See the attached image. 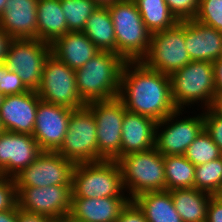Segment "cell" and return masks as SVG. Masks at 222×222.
<instances>
[{
	"label": "cell",
	"mask_w": 222,
	"mask_h": 222,
	"mask_svg": "<svg viewBox=\"0 0 222 222\" xmlns=\"http://www.w3.org/2000/svg\"><path fill=\"white\" fill-rule=\"evenodd\" d=\"M41 152L32 135L3 130L0 133V175L14 178Z\"/></svg>",
	"instance_id": "obj_16"
},
{
	"label": "cell",
	"mask_w": 222,
	"mask_h": 222,
	"mask_svg": "<svg viewBox=\"0 0 222 222\" xmlns=\"http://www.w3.org/2000/svg\"><path fill=\"white\" fill-rule=\"evenodd\" d=\"M204 129L222 153V114L214 107L204 109Z\"/></svg>",
	"instance_id": "obj_33"
},
{
	"label": "cell",
	"mask_w": 222,
	"mask_h": 222,
	"mask_svg": "<svg viewBox=\"0 0 222 222\" xmlns=\"http://www.w3.org/2000/svg\"><path fill=\"white\" fill-rule=\"evenodd\" d=\"M129 197H72L69 216L83 222H115Z\"/></svg>",
	"instance_id": "obj_21"
},
{
	"label": "cell",
	"mask_w": 222,
	"mask_h": 222,
	"mask_svg": "<svg viewBox=\"0 0 222 222\" xmlns=\"http://www.w3.org/2000/svg\"><path fill=\"white\" fill-rule=\"evenodd\" d=\"M69 32L83 31L87 19L98 8L91 0H60Z\"/></svg>",
	"instance_id": "obj_30"
},
{
	"label": "cell",
	"mask_w": 222,
	"mask_h": 222,
	"mask_svg": "<svg viewBox=\"0 0 222 222\" xmlns=\"http://www.w3.org/2000/svg\"><path fill=\"white\" fill-rule=\"evenodd\" d=\"M38 0H7L0 27L12 39H37Z\"/></svg>",
	"instance_id": "obj_18"
},
{
	"label": "cell",
	"mask_w": 222,
	"mask_h": 222,
	"mask_svg": "<svg viewBox=\"0 0 222 222\" xmlns=\"http://www.w3.org/2000/svg\"><path fill=\"white\" fill-rule=\"evenodd\" d=\"M96 131V120L86 106L73 110L63 143L56 152L75 164L98 162Z\"/></svg>",
	"instance_id": "obj_11"
},
{
	"label": "cell",
	"mask_w": 222,
	"mask_h": 222,
	"mask_svg": "<svg viewBox=\"0 0 222 222\" xmlns=\"http://www.w3.org/2000/svg\"><path fill=\"white\" fill-rule=\"evenodd\" d=\"M206 222H222V200L216 195L208 203Z\"/></svg>",
	"instance_id": "obj_38"
},
{
	"label": "cell",
	"mask_w": 222,
	"mask_h": 222,
	"mask_svg": "<svg viewBox=\"0 0 222 222\" xmlns=\"http://www.w3.org/2000/svg\"><path fill=\"white\" fill-rule=\"evenodd\" d=\"M93 1L98 7H109L113 5L115 2L120 0H91Z\"/></svg>",
	"instance_id": "obj_43"
},
{
	"label": "cell",
	"mask_w": 222,
	"mask_h": 222,
	"mask_svg": "<svg viewBox=\"0 0 222 222\" xmlns=\"http://www.w3.org/2000/svg\"><path fill=\"white\" fill-rule=\"evenodd\" d=\"M185 43L191 61L215 62L222 57V32L195 19L185 20Z\"/></svg>",
	"instance_id": "obj_19"
},
{
	"label": "cell",
	"mask_w": 222,
	"mask_h": 222,
	"mask_svg": "<svg viewBox=\"0 0 222 222\" xmlns=\"http://www.w3.org/2000/svg\"><path fill=\"white\" fill-rule=\"evenodd\" d=\"M82 32L100 51L116 53L114 25L108 7H98L87 19Z\"/></svg>",
	"instance_id": "obj_26"
},
{
	"label": "cell",
	"mask_w": 222,
	"mask_h": 222,
	"mask_svg": "<svg viewBox=\"0 0 222 222\" xmlns=\"http://www.w3.org/2000/svg\"><path fill=\"white\" fill-rule=\"evenodd\" d=\"M51 52L69 68L77 70L100 50L82 32H68L51 45Z\"/></svg>",
	"instance_id": "obj_22"
},
{
	"label": "cell",
	"mask_w": 222,
	"mask_h": 222,
	"mask_svg": "<svg viewBox=\"0 0 222 222\" xmlns=\"http://www.w3.org/2000/svg\"><path fill=\"white\" fill-rule=\"evenodd\" d=\"M195 20L222 32V0H200Z\"/></svg>",
	"instance_id": "obj_32"
},
{
	"label": "cell",
	"mask_w": 222,
	"mask_h": 222,
	"mask_svg": "<svg viewBox=\"0 0 222 222\" xmlns=\"http://www.w3.org/2000/svg\"><path fill=\"white\" fill-rule=\"evenodd\" d=\"M132 201L148 222H183L174 207L170 191L145 192Z\"/></svg>",
	"instance_id": "obj_24"
},
{
	"label": "cell",
	"mask_w": 222,
	"mask_h": 222,
	"mask_svg": "<svg viewBox=\"0 0 222 222\" xmlns=\"http://www.w3.org/2000/svg\"><path fill=\"white\" fill-rule=\"evenodd\" d=\"M75 165L57 152L42 151L35 161L14 177L16 187L72 185Z\"/></svg>",
	"instance_id": "obj_14"
},
{
	"label": "cell",
	"mask_w": 222,
	"mask_h": 222,
	"mask_svg": "<svg viewBox=\"0 0 222 222\" xmlns=\"http://www.w3.org/2000/svg\"><path fill=\"white\" fill-rule=\"evenodd\" d=\"M184 156L197 166L222 157V153L204 129L186 149Z\"/></svg>",
	"instance_id": "obj_31"
},
{
	"label": "cell",
	"mask_w": 222,
	"mask_h": 222,
	"mask_svg": "<svg viewBox=\"0 0 222 222\" xmlns=\"http://www.w3.org/2000/svg\"><path fill=\"white\" fill-rule=\"evenodd\" d=\"M51 45L38 39H12L5 55L6 69L16 72L24 85L37 91Z\"/></svg>",
	"instance_id": "obj_10"
},
{
	"label": "cell",
	"mask_w": 222,
	"mask_h": 222,
	"mask_svg": "<svg viewBox=\"0 0 222 222\" xmlns=\"http://www.w3.org/2000/svg\"><path fill=\"white\" fill-rule=\"evenodd\" d=\"M68 32L60 0H38L37 39L52 45Z\"/></svg>",
	"instance_id": "obj_23"
},
{
	"label": "cell",
	"mask_w": 222,
	"mask_h": 222,
	"mask_svg": "<svg viewBox=\"0 0 222 222\" xmlns=\"http://www.w3.org/2000/svg\"><path fill=\"white\" fill-rule=\"evenodd\" d=\"M62 222H83L79 220L72 219L69 215Z\"/></svg>",
	"instance_id": "obj_47"
},
{
	"label": "cell",
	"mask_w": 222,
	"mask_h": 222,
	"mask_svg": "<svg viewBox=\"0 0 222 222\" xmlns=\"http://www.w3.org/2000/svg\"><path fill=\"white\" fill-rule=\"evenodd\" d=\"M172 101L177 109L195 105L202 110L216 103L213 62L190 61L170 75ZM201 102V103H200Z\"/></svg>",
	"instance_id": "obj_3"
},
{
	"label": "cell",
	"mask_w": 222,
	"mask_h": 222,
	"mask_svg": "<svg viewBox=\"0 0 222 222\" xmlns=\"http://www.w3.org/2000/svg\"><path fill=\"white\" fill-rule=\"evenodd\" d=\"M216 196L222 200V189L220 190V192Z\"/></svg>",
	"instance_id": "obj_49"
},
{
	"label": "cell",
	"mask_w": 222,
	"mask_h": 222,
	"mask_svg": "<svg viewBox=\"0 0 222 222\" xmlns=\"http://www.w3.org/2000/svg\"><path fill=\"white\" fill-rule=\"evenodd\" d=\"M171 13L178 21L195 19L200 0H165Z\"/></svg>",
	"instance_id": "obj_34"
},
{
	"label": "cell",
	"mask_w": 222,
	"mask_h": 222,
	"mask_svg": "<svg viewBox=\"0 0 222 222\" xmlns=\"http://www.w3.org/2000/svg\"><path fill=\"white\" fill-rule=\"evenodd\" d=\"M122 184L130 200L145 192L165 191L164 156L152 148L122 156Z\"/></svg>",
	"instance_id": "obj_5"
},
{
	"label": "cell",
	"mask_w": 222,
	"mask_h": 222,
	"mask_svg": "<svg viewBox=\"0 0 222 222\" xmlns=\"http://www.w3.org/2000/svg\"><path fill=\"white\" fill-rule=\"evenodd\" d=\"M40 97L30 90L22 94L4 96L0 106V124L3 130L33 134Z\"/></svg>",
	"instance_id": "obj_17"
},
{
	"label": "cell",
	"mask_w": 222,
	"mask_h": 222,
	"mask_svg": "<svg viewBox=\"0 0 222 222\" xmlns=\"http://www.w3.org/2000/svg\"><path fill=\"white\" fill-rule=\"evenodd\" d=\"M166 191L194 188L195 165L184 155L164 156Z\"/></svg>",
	"instance_id": "obj_28"
},
{
	"label": "cell",
	"mask_w": 222,
	"mask_h": 222,
	"mask_svg": "<svg viewBox=\"0 0 222 222\" xmlns=\"http://www.w3.org/2000/svg\"><path fill=\"white\" fill-rule=\"evenodd\" d=\"M17 220L18 222H59L41 214L23 211L20 208L17 210Z\"/></svg>",
	"instance_id": "obj_39"
},
{
	"label": "cell",
	"mask_w": 222,
	"mask_h": 222,
	"mask_svg": "<svg viewBox=\"0 0 222 222\" xmlns=\"http://www.w3.org/2000/svg\"><path fill=\"white\" fill-rule=\"evenodd\" d=\"M94 115L97 126L98 161L120 159L122 121L127 111L121 100L93 101L85 105Z\"/></svg>",
	"instance_id": "obj_12"
},
{
	"label": "cell",
	"mask_w": 222,
	"mask_h": 222,
	"mask_svg": "<svg viewBox=\"0 0 222 222\" xmlns=\"http://www.w3.org/2000/svg\"><path fill=\"white\" fill-rule=\"evenodd\" d=\"M156 123L153 118L126 111L121 128L120 158L154 148Z\"/></svg>",
	"instance_id": "obj_20"
},
{
	"label": "cell",
	"mask_w": 222,
	"mask_h": 222,
	"mask_svg": "<svg viewBox=\"0 0 222 222\" xmlns=\"http://www.w3.org/2000/svg\"><path fill=\"white\" fill-rule=\"evenodd\" d=\"M126 61L117 53L100 51L75 70L76 88L85 103L118 97Z\"/></svg>",
	"instance_id": "obj_2"
},
{
	"label": "cell",
	"mask_w": 222,
	"mask_h": 222,
	"mask_svg": "<svg viewBox=\"0 0 222 222\" xmlns=\"http://www.w3.org/2000/svg\"><path fill=\"white\" fill-rule=\"evenodd\" d=\"M215 75L216 99L222 96V57L213 62Z\"/></svg>",
	"instance_id": "obj_40"
},
{
	"label": "cell",
	"mask_w": 222,
	"mask_h": 222,
	"mask_svg": "<svg viewBox=\"0 0 222 222\" xmlns=\"http://www.w3.org/2000/svg\"><path fill=\"white\" fill-rule=\"evenodd\" d=\"M72 197H128L116 160L78 163L72 176Z\"/></svg>",
	"instance_id": "obj_6"
},
{
	"label": "cell",
	"mask_w": 222,
	"mask_h": 222,
	"mask_svg": "<svg viewBox=\"0 0 222 222\" xmlns=\"http://www.w3.org/2000/svg\"><path fill=\"white\" fill-rule=\"evenodd\" d=\"M12 38L0 27V62H4L7 48Z\"/></svg>",
	"instance_id": "obj_41"
},
{
	"label": "cell",
	"mask_w": 222,
	"mask_h": 222,
	"mask_svg": "<svg viewBox=\"0 0 222 222\" xmlns=\"http://www.w3.org/2000/svg\"><path fill=\"white\" fill-rule=\"evenodd\" d=\"M3 131L2 127H1V124H0V133Z\"/></svg>",
	"instance_id": "obj_50"
},
{
	"label": "cell",
	"mask_w": 222,
	"mask_h": 222,
	"mask_svg": "<svg viewBox=\"0 0 222 222\" xmlns=\"http://www.w3.org/2000/svg\"><path fill=\"white\" fill-rule=\"evenodd\" d=\"M114 25L116 53L126 62L141 61L149 50L151 33L134 0H120L108 7Z\"/></svg>",
	"instance_id": "obj_4"
},
{
	"label": "cell",
	"mask_w": 222,
	"mask_h": 222,
	"mask_svg": "<svg viewBox=\"0 0 222 222\" xmlns=\"http://www.w3.org/2000/svg\"><path fill=\"white\" fill-rule=\"evenodd\" d=\"M7 0H0V16L3 14Z\"/></svg>",
	"instance_id": "obj_46"
},
{
	"label": "cell",
	"mask_w": 222,
	"mask_h": 222,
	"mask_svg": "<svg viewBox=\"0 0 222 222\" xmlns=\"http://www.w3.org/2000/svg\"><path fill=\"white\" fill-rule=\"evenodd\" d=\"M18 204L15 179L0 175V211L11 210Z\"/></svg>",
	"instance_id": "obj_35"
},
{
	"label": "cell",
	"mask_w": 222,
	"mask_h": 222,
	"mask_svg": "<svg viewBox=\"0 0 222 222\" xmlns=\"http://www.w3.org/2000/svg\"><path fill=\"white\" fill-rule=\"evenodd\" d=\"M182 112L184 110L177 109L156 123L155 148L163 156L184 155L189 145L204 130V110L190 117L183 115L188 110ZM182 115L183 118L180 117Z\"/></svg>",
	"instance_id": "obj_8"
},
{
	"label": "cell",
	"mask_w": 222,
	"mask_h": 222,
	"mask_svg": "<svg viewBox=\"0 0 222 222\" xmlns=\"http://www.w3.org/2000/svg\"><path fill=\"white\" fill-rule=\"evenodd\" d=\"M134 1L146 28L151 34L172 28L179 22L171 13L165 0Z\"/></svg>",
	"instance_id": "obj_27"
},
{
	"label": "cell",
	"mask_w": 222,
	"mask_h": 222,
	"mask_svg": "<svg viewBox=\"0 0 222 222\" xmlns=\"http://www.w3.org/2000/svg\"><path fill=\"white\" fill-rule=\"evenodd\" d=\"M170 192L174 207L183 222H206L208 203L213 195L195 188Z\"/></svg>",
	"instance_id": "obj_25"
},
{
	"label": "cell",
	"mask_w": 222,
	"mask_h": 222,
	"mask_svg": "<svg viewBox=\"0 0 222 222\" xmlns=\"http://www.w3.org/2000/svg\"><path fill=\"white\" fill-rule=\"evenodd\" d=\"M3 98H4V95L0 92V106L2 104Z\"/></svg>",
	"instance_id": "obj_48"
},
{
	"label": "cell",
	"mask_w": 222,
	"mask_h": 222,
	"mask_svg": "<svg viewBox=\"0 0 222 222\" xmlns=\"http://www.w3.org/2000/svg\"><path fill=\"white\" fill-rule=\"evenodd\" d=\"M16 188L18 206L23 211L41 214L59 222L70 213L72 185Z\"/></svg>",
	"instance_id": "obj_13"
},
{
	"label": "cell",
	"mask_w": 222,
	"mask_h": 222,
	"mask_svg": "<svg viewBox=\"0 0 222 222\" xmlns=\"http://www.w3.org/2000/svg\"><path fill=\"white\" fill-rule=\"evenodd\" d=\"M194 188L213 196L222 189V157L195 166Z\"/></svg>",
	"instance_id": "obj_29"
},
{
	"label": "cell",
	"mask_w": 222,
	"mask_h": 222,
	"mask_svg": "<svg viewBox=\"0 0 222 222\" xmlns=\"http://www.w3.org/2000/svg\"><path fill=\"white\" fill-rule=\"evenodd\" d=\"M190 61L185 43V21L151 34L149 50L141 60L147 68L169 76Z\"/></svg>",
	"instance_id": "obj_7"
},
{
	"label": "cell",
	"mask_w": 222,
	"mask_h": 222,
	"mask_svg": "<svg viewBox=\"0 0 222 222\" xmlns=\"http://www.w3.org/2000/svg\"><path fill=\"white\" fill-rule=\"evenodd\" d=\"M118 98L126 110L161 121L177 108L170 76L147 68L141 61L124 64Z\"/></svg>",
	"instance_id": "obj_1"
},
{
	"label": "cell",
	"mask_w": 222,
	"mask_h": 222,
	"mask_svg": "<svg viewBox=\"0 0 222 222\" xmlns=\"http://www.w3.org/2000/svg\"><path fill=\"white\" fill-rule=\"evenodd\" d=\"M6 66L4 62H0V83H2V78L4 75V72L6 71Z\"/></svg>",
	"instance_id": "obj_45"
},
{
	"label": "cell",
	"mask_w": 222,
	"mask_h": 222,
	"mask_svg": "<svg viewBox=\"0 0 222 222\" xmlns=\"http://www.w3.org/2000/svg\"><path fill=\"white\" fill-rule=\"evenodd\" d=\"M73 109L40 100L32 136L42 151L56 152L67 133Z\"/></svg>",
	"instance_id": "obj_15"
},
{
	"label": "cell",
	"mask_w": 222,
	"mask_h": 222,
	"mask_svg": "<svg viewBox=\"0 0 222 222\" xmlns=\"http://www.w3.org/2000/svg\"><path fill=\"white\" fill-rule=\"evenodd\" d=\"M30 91L22 82L16 72L6 70L4 72L2 83H0V92L4 96L22 94Z\"/></svg>",
	"instance_id": "obj_36"
},
{
	"label": "cell",
	"mask_w": 222,
	"mask_h": 222,
	"mask_svg": "<svg viewBox=\"0 0 222 222\" xmlns=\"http://www.w3.org/2000/svg\"><path fill=\"white\" fill-rule=\"evenodd\" d=\"M19 209L18 204L11 210L0 211V222H18L17 210Z\"/></svg>",
	"instance_id": "obj_42"
},
{
	"label": "cell",
	"mask_w": 222,
	"mask_h": 222,
	"mask_svg": "<svg viewBox=\"0 0 222 222\" xmlns=\"http://www.w3.org/2000/svg\"><path fill=\"white\" fill-rule=\"evenodd\" d=\"M42 101L77 110L85 107L76 88L75 70L52 53L46 58L41 83L36 91Z\"/></svg>",
	"instance_id": "obj_9"
},
{
	"label": "cell",
	"mask_w": 222,
	"mask_h": 222,
	"mask_svg": "<svg viewBox=\"0 0 222 222\" xmlns=\"http://www.w3.org/2000/svg\"><path fill=\"white\" fill-rule=\"evenodd\" d=\"M214 108L220 113L222 114V96L218 97L216 99V103Z\"/></svg>",
	"instance_id": "obj_44"
},
{
	"label": "cell",
	"mask_w": 222,
	"mask_h": 222,
	"mask_svg": "<svg viewBox=\"0 0 222 222\" xmlns=\"http://www.w3.org/2000/svg\"><path fill=\"white\" fill-rule=\"evenodd\" d=\"M115 222H148L144 213L139 207L130 200L127 205L121 210L118 219Z\"/></svg>",
	"instance_id": "obj_37"
}]
</instances>
